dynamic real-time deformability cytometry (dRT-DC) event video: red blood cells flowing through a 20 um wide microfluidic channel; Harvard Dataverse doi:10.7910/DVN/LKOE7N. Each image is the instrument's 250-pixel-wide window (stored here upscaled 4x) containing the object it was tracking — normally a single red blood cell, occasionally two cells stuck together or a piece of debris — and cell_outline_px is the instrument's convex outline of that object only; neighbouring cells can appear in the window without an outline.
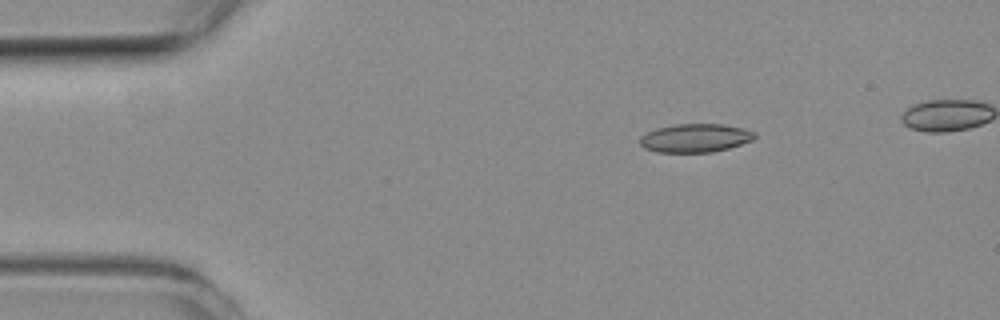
{"species": "common noctule bat (a hibernating species)", "species_latin": "Nyctalus noctula", "temperature_condition": "room temperature", "stored_images_in_passage": 12, "camera_frame_rate_fps": 3000, "um_per_image_px": 0.085, "animal": {"sex": "female", "body_mass_g": 19.3, "forearm_length_mm": 54.1}, "frame": {"image": 1, "passage_image": 4, "time_ms": 1.0, "image_size_px": [1000, 320], "cell_outline_px": [[756, 136], [752, 140], [728, 148], [712, 152], [656, 152], [644, 148], [640, 144], [640, 136], [656, 128], [676, 124], [724, 124], [744, 128], [756, 132]], "centroid_in_image_um": [59.1, 11.72], "position_along_channel_um": 25.9, "area_um2": 19.07}}